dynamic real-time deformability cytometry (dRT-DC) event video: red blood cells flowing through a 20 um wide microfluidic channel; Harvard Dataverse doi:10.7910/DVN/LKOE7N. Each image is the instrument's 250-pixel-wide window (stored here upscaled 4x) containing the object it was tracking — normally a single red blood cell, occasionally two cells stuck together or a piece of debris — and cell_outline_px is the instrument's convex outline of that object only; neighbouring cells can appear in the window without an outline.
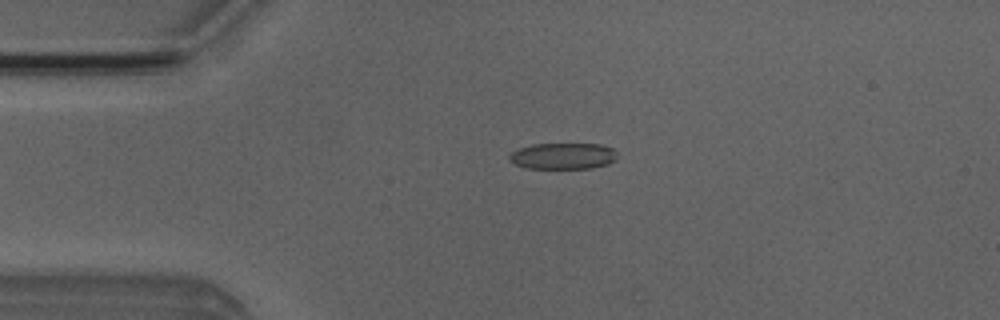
{"species": "Egyptian fruit bat (a non-hibernating species)", "species_latin": "Rousettus aegyptiacus", "temperature_condition": "room temperature", "stored_images_in_passage": 5, "camera_frame_rate_fps": 3000, "um_per_image_px": 0.085, "animal": {"sex": "male"}, "frame": {"image": 1, "passage_image": 3, "time_ms": 3.333, "image_size_px": [1000, 320], "cell_outline_px": [[616, 160], [608, 164], [592, 168], [524, 168], [508, 160], [508, 156], [512, 152], [520, 148], [532, 144], [600, 144], [612, 148], [616, 152]], "centroid_in_image_um": [47.85, 13.26], "position_along_channel_um": 37.1, "area_um2": 16.53}}